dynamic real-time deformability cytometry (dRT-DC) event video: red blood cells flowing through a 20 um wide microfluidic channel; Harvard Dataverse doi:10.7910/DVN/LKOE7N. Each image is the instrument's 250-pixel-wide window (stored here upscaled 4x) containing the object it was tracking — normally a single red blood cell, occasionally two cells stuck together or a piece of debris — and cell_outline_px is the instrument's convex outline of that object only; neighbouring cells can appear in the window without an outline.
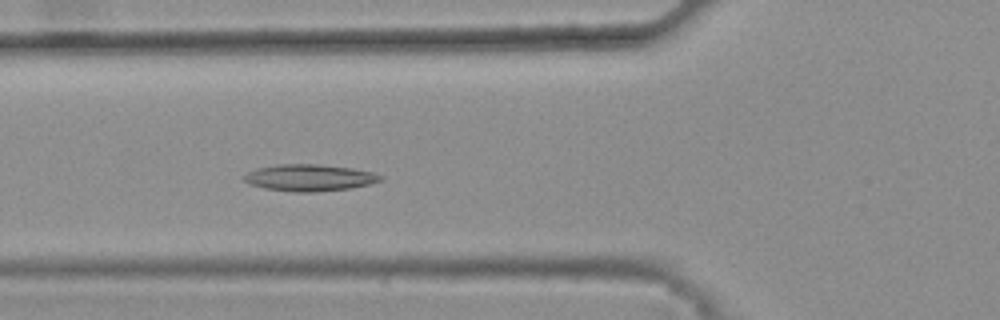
{"species": "common noctule bat (a hibernating species)", "species_latin": "Nyctalus noctula", "temperature_condition": "warm", "stored_images_in_passage": 45, "camera_frame_rate_fps": 3000, "um_per_image_px": 0.085, "animal": {"sex": "female", "body_mass_g": 25.1}, "frame": {"image": 1, "passage_image": 20, "time_ms": 6.333, "image_size_px": [1000, 320], "cell_outline_px": [[384, 180], [352, 188], [316, 192], [292, 192], [264, 188], [248, 184], [244, 180], [244, 176], [248, 172], [256, 168], [276, 164], [320, 164], [352, 168], [372, 172], [384, 176]], "centroid_in_image_um": [26.31, 15.1], "position_along_channel_um": 99.5, "area_um2": 21.44}}
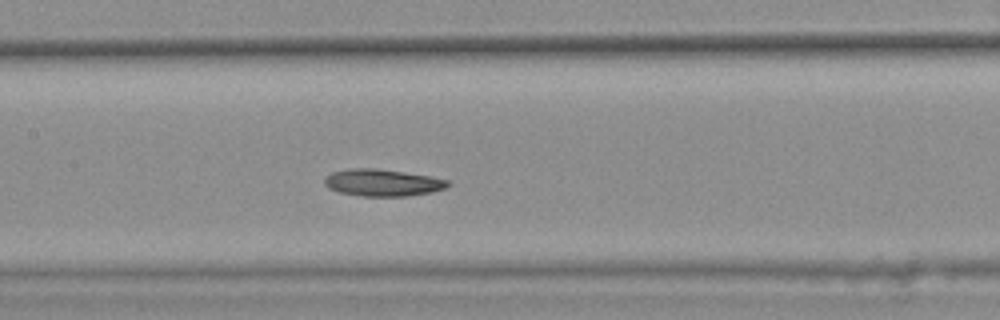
{"frame": {"image": 2, "passage_image": 26, "time_ms": 8.333, "image_size_px": [1000, 320], "cell_outline_px": [[452, 184], [444, 188], [432, 192], [408, 196], [360, 196], [340, 192], [328, 188], [324, 184], [324, 180], [332, 172], [348, 168], [376, 168], [404, 172], [428, 176], [448, 180]], "centroid_in_image_um": [32.51, 15.52], "position_along_channel_um": 174.9, "area_um2": 19.36}}
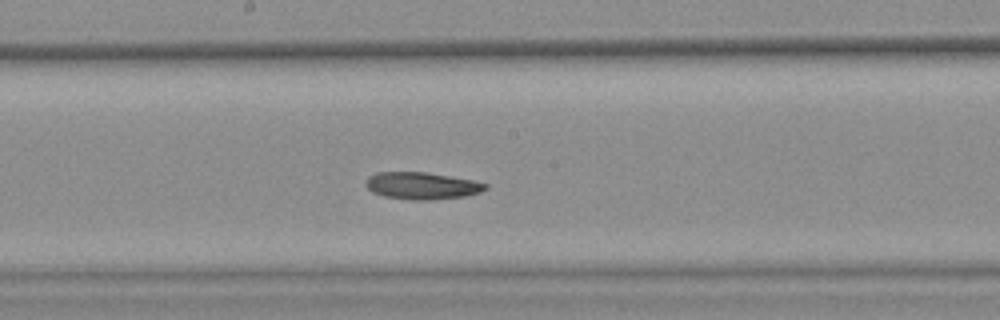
{"frame": {"image": 3, "passage_image": 29, "time_ms": 9.333, "image_size_px": [1000, 320], "cell_outline_px": [[488, 188], [480, 192], [464, 196], [428, 200], [412, 200], [384, 196], [372, 192], [364, 184], [364, 180], [368, 176], [376, 172], [424, 172], [472, 180], [488, 184]], "centroid_in_image_um": [35.81, 15.78], "position_along_channel_um": 212.4, "area_um2": 18.84}}